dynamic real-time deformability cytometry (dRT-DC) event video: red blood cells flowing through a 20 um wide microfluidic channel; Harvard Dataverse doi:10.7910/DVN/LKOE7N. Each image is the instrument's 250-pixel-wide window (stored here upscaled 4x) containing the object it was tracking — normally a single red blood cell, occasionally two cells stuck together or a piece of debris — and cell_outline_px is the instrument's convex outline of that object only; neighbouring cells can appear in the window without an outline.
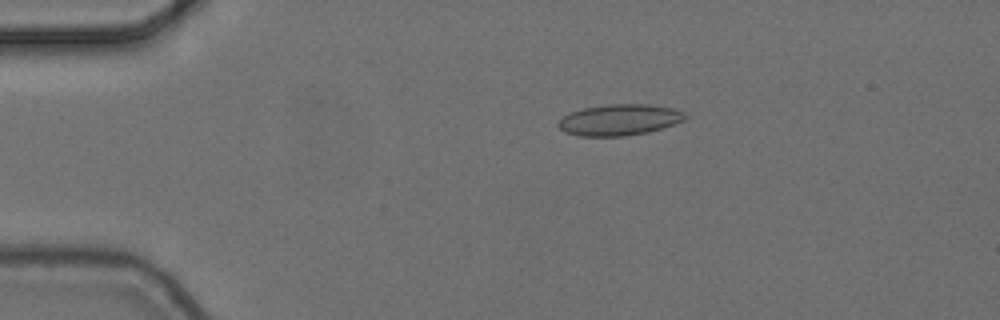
{"species": "common noctule bat (a hibernating species)", "species_latin": "Nyctalus noctula", "temperature_condition": "cold", "stored_images_in_passage": 4, "camera_frame_rate_fps": 3000, "um_per_image_px": 0.085, "animal": {"sex": "female", "body_mass_g": 24.6, "forearm_length_mm": 56.2}, "frame": {"image": 1, "passage_image": 1, "time_ms": 0.0, "image_size_px": [1000, 320], "cell_outline_px": [[688, 116], [684, 120], [648, 132], [624, 136], [580, 136], [564, 132], [556, 124], [564, 116], [572, 112], [584, 108], [608, 104], [648, 104], [672, 108], [684, 112]], "centroid_in_image_um": [52.64, 10.18], "position_along_channel_um": 32.4, "area_um2": 22.83}}
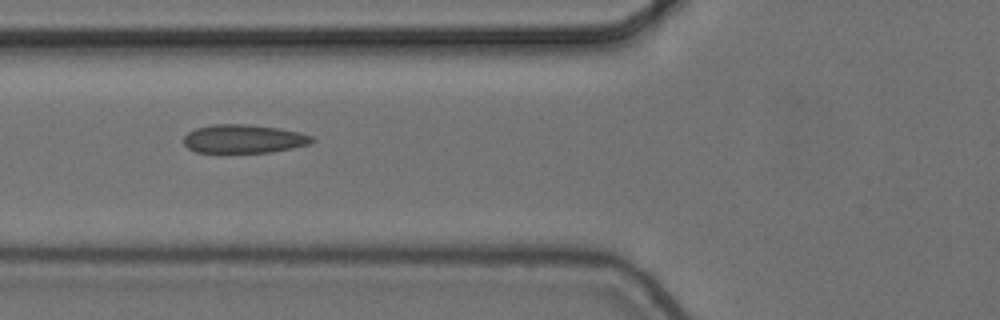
{"frame": {"image": 2, "passage_image": 4, "time_ms": 1.0, "image_size_px": [1000, 320], "cell_outline_px": [[316, 140], [312, 144], [272, 152], [196, 152], [188, 148], [184, 144], [184, 136], [188, 132], [196, 128], [212, 124], [248, 124], [280, 128], [300, 132], [312, 136]], "centroid_in_image_um": [20.75, 11.79], "position_along_channel_um": 105.0, "area_um2": 21.5}}